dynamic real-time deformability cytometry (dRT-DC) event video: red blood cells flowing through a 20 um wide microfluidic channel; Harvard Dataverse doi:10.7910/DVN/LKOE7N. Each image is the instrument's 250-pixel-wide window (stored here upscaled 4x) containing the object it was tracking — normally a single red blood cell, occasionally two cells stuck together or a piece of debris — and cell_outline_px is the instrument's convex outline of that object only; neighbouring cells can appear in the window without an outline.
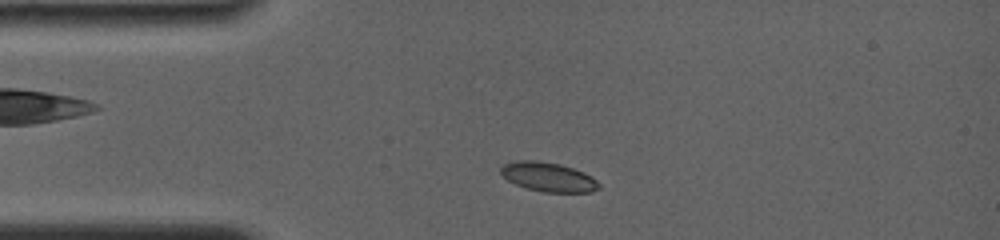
{"species": "common noctule bat (a hibernating species)", "species_latin": "Nyctalus noctula", "temperature_condition": "room temperature", "stored_images_in_passage": 27, "camera_frame_rate_fps": 4000, "um_per_image_px": 0.085, "animal": {"sex": "female", "body_mass_g": 19.0, "forearm_length_mm": 56.7}, "frame": {"image": 1, "passage_image": 4, "time_ms": 1.0, "image_size_px": [1000, 240], "cell_outline_px": [[600, 188], [592, 192], [544, 192], [528, 188], [516, 184], [508, 180], [500, 172], [500, 168], [504, 164], [516, 160], [536, 160], [560, 164], [584, 172], [592, 176], [600, 184]], "centroid_in_image_um": [46.63, 15.03], "position_along_channel_um": 38.4, "area_um2": 16.7}}
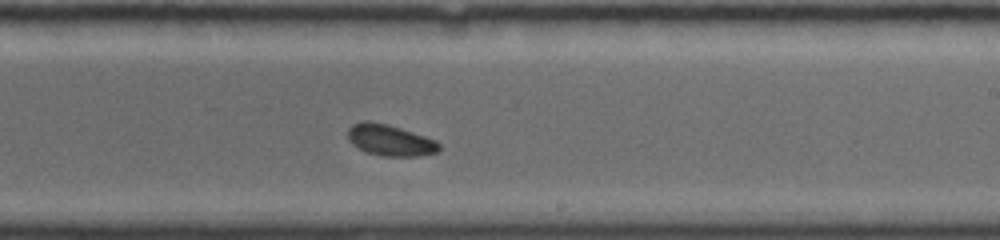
{"frame": {"image": 2, "passage_image": 17, "time_ms": 7.25, "image_size_px": [1000, 240], "cell_outline_px": [[440, 148], [436, 152], [420, 156], [384, 156], [368, 152], [352, 144], [348, 140], [348, 128], [352, 124], [368, 120], [388, 124], [436, 140], [440, 144]], "centroid_in_image_um": [33.15, 11.91], "position_along_channel_um": 255.9, "area_um2": 16.47}}
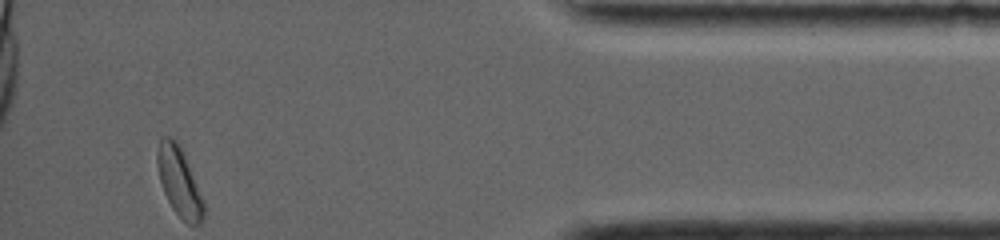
{"frame": {"image": 3, "passage_image": 27, "time_ms": 12.5, "image_size_px": [1000, 240], "cell_outline_px": [[204, 216], [200, 224], [188, 224], [172, 208], [164, 192], [160, 180], [156, 160], [156, 152], [160, 140], [164, 136], [168, 136], [176, 140], [180, 144], [184, 152], [204, 200]], "centroid_in_image_um": [15.24, 15.42], "position_along_channel_um": 420.0, "area_um2": 18.67}, "authors_computed_cell_mechanics": {"area_um2": 16.5886, "velocity_mm_per_s": 3.8431, "shape_relaxation_time_tau1_ms": 2.6344, "shape_relaxation_time_tau2_ms": null, "deformation_change_tau1": 0.0563, "deformation_change_tau2": null}}